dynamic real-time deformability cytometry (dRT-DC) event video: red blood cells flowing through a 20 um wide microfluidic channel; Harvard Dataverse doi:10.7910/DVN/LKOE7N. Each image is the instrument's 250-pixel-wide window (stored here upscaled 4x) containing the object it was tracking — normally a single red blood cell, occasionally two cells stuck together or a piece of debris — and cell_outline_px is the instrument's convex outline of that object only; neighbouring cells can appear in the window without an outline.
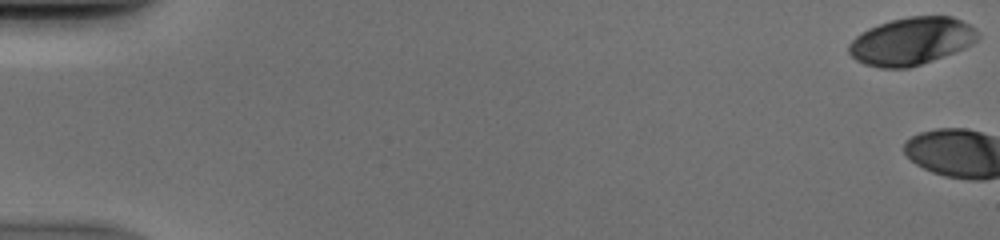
{"species": "human", "species_latin": "Homo sapiens", "temperature_condition": "cold", "stored_images_in_passage": 4, "camera_frame_rate_fps": 3000, "um_per_image_px": 0.085, "donor": {"sex": "male"}, "frame": {"image": 1, "passage_image": 1, "time_ms": 0.0, "image_size_px": [1000, 240], "cell_outline_px": [[980, 36], [972, 44], [964, 48], [920, 64], [908, 68], [884, 68], [864, 64], [856, 60], [848, 52], [848, 44], [856, 36], [868, 28], [892, 20], [908, 16], [952, 16], [976, 28], [980, 32]], "centroid_in_image_um": [77.48, 3.49], "position_along_channel_um": 7.5, "area_um2": 35.55}}